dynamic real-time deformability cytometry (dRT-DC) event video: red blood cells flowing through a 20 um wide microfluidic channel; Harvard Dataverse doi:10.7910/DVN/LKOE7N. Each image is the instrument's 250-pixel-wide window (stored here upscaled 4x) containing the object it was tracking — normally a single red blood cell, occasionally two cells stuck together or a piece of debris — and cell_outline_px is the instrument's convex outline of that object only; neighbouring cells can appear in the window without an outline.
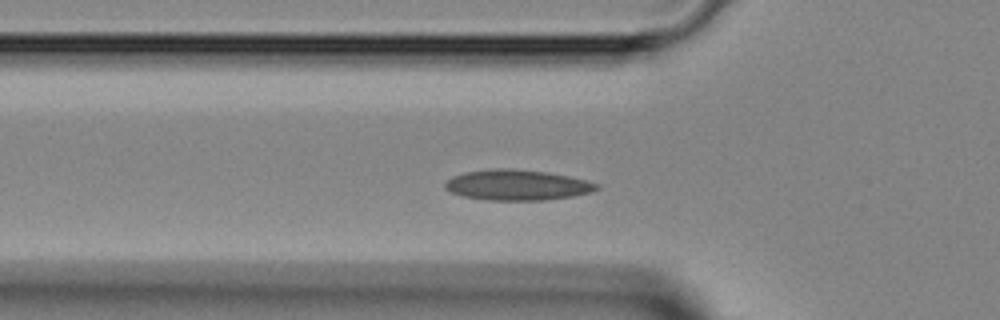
{"species": "Egyptian fruit bat (a non-hibernating species)", "species_latin": "Rousettus aegyptiacus", "temperature_condition": "room temperature", "stored_images_in_passage": 35, "camera_frame_rate_fps": 3000, "um_per_image_px": 0.085, "animal": {"sex": "female"}, "frame": {"image": 1, "passage_image": 3, "time_ms": 0.667, "image_size_px": [1000, 320], "cell_outline_px": [[600, 188], [592, 192], [572, 196], [544, 200], [484, 200], [464, 196], [452, 192], [444, 188], [444, 184], [452, 176], [464, 172], [492, 168], [512, 168], [548, 172], [568, 176], [600, 184]], "centroid_in_image_um": [43.95, 15.72], "position_along_channel_um": 81.8, "area_um2": 27.05}}
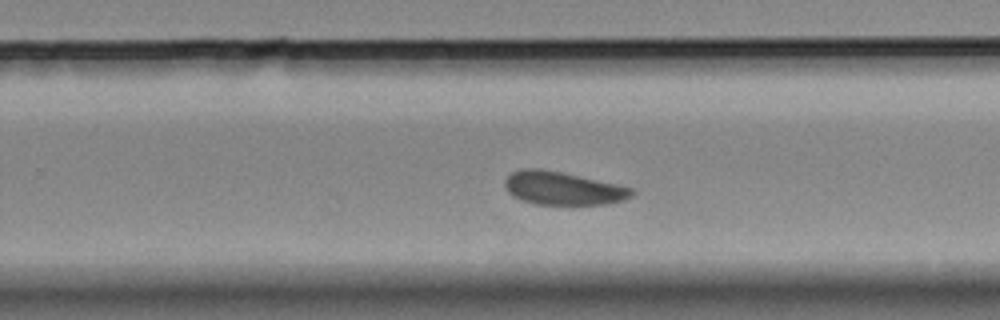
{"frame": {"image": 2, "passage_image": 17, "time_ms": 5.333, "image_size_px": [1000, 320], "cell_outline_px": [[636, 192], [632, 196], [624, 200], [608, 204], [536, 204], [512, 196], [508, 192], [504, 184], [504, 180], [512, 172], [520, 168], [540, 168], [560, 172], [616, 184], [632, 188]], "centroid_in_image_um": [47.83, 16.0], "position_along_channel_um": 282.0, "area_um2": 24.39}}
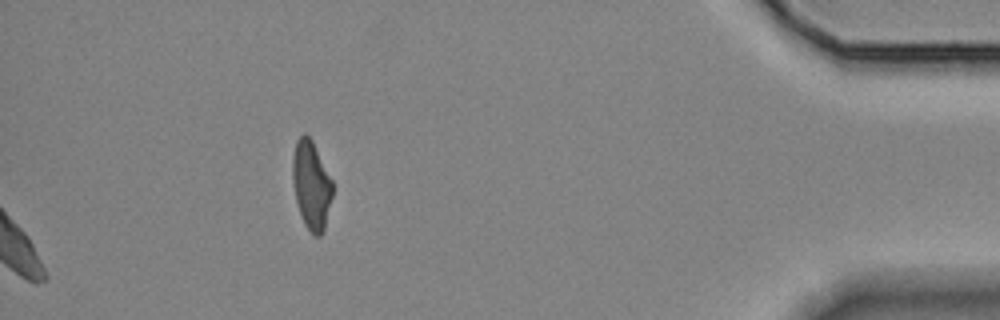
{"frame": {"image": 3, "passage_image": 35, "time_ms": 11.333, "image_size_px": [1000, 320], "cell_outline_px": [[332, 196], [324, 232], [320, 236], [316, 236], [304, 224], [296, 200], [292, 180], [292, 156], [296, 140], [304, 132], [312, 140], [332, 180]], "centroid_in_image_um": [26.45, 15.71], "position_along_channel_um": 408.7, "area_um2": 20.52}}